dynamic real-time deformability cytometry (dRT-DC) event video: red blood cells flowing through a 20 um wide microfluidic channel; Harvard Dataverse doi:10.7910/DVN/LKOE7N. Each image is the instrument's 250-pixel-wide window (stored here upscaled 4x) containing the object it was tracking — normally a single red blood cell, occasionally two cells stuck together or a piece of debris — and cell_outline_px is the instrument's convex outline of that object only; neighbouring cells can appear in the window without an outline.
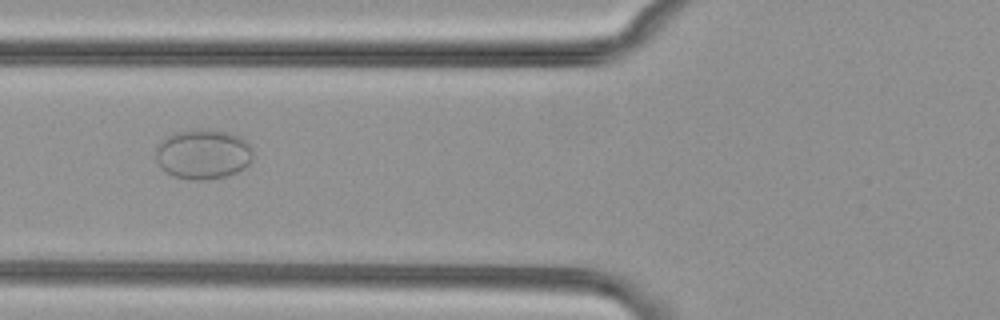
{"species": "common noctule bat (a hibernating species)", "species_latin": "Nyctalus noctula", "temperature_condition": "cold", "stored_images_in_passage": 40, "camera_frame_rate_fps": 3000, "um_per_image_px": 0.085, "animal": {"sex": "female", "body_mass_g": 29.2, "forearm_length_mm": 56.3}, "frame": {"image": 1, "passage_image": 16, "time_ms": 5.0, "image_size_px": [1000, 320], "cell_outline_px": [[252, 160], [244, 168], [236, 172], [224, 176], [204, 180], [192, 180], [172, 176], [160, 168], [156, 160], [156, 144], [160, 140], [172, 132], [196, 128], [208, 128], [228, 132], [240, 136], [252, 148]], "centroid_in_image_um": [17.21, 13.07], "position_along_channel_um": 108.6, "area_um2": 28.84}}
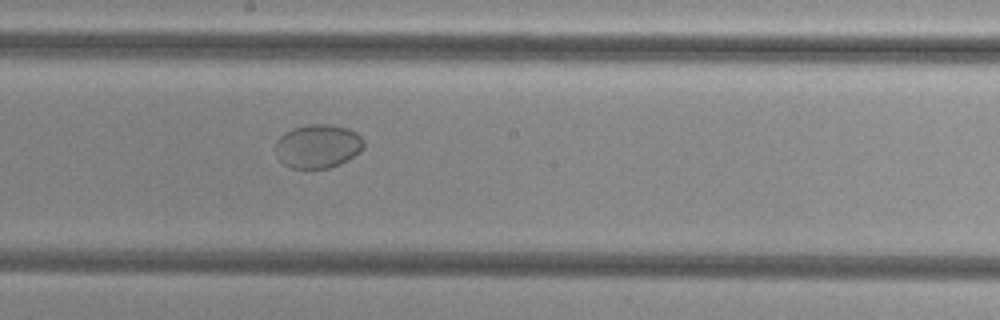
{"frame": {"image": 2, "passage_image": 25, "time_ms": 8.0, "image_size_px": [1000, 320], "cell_outline_px": [[364, 148], [360, 152], [340, 164], [328, 168], [292, 168], [284, 164], [276, 156], [276, 140], [284, 132], [292, 128], [308, 124], [328, 124], [348, 128], [356, 132], [364, 140]], "centroid_in_image_um": [27.02, 12.41], "position_along_channel_um": 221.2, "area_um2": 22.66}}
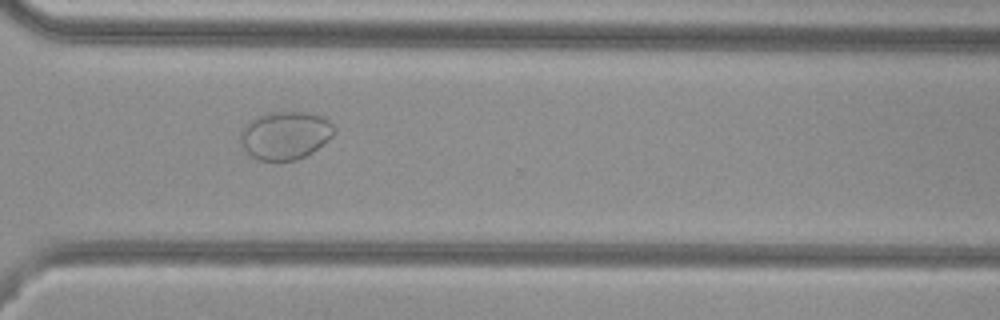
{"frame": {"image": 3, "passage_image": 35, "time_ms": 11.333, "image_size_px": [1000, 320], "cell_outline_px": [[336, 132], [328, 140], [312, 152], [296, 160], [260, 160], [252, 156], [244, 148], [240, 140], [240, 132], [256, 116], [264, 112], [308, 112], [320, 116], [328, 120], [336, 128]], "centroid_in_image_um": [24.26, 11.49], "position_along_channel_um": 346.3, "area_um2": 26.07}, "authors_computed_cell_mechanics": {"area_um2": 26.5302, "velocity_mm_per_s": 3.7531, "shape_relaxation_time_tau1_ms": null, "shape_relaxation_time_tau2_ms": 7.4485, "deformation_change_tau1": null, "deformation_change_tau2": 0.0204}}